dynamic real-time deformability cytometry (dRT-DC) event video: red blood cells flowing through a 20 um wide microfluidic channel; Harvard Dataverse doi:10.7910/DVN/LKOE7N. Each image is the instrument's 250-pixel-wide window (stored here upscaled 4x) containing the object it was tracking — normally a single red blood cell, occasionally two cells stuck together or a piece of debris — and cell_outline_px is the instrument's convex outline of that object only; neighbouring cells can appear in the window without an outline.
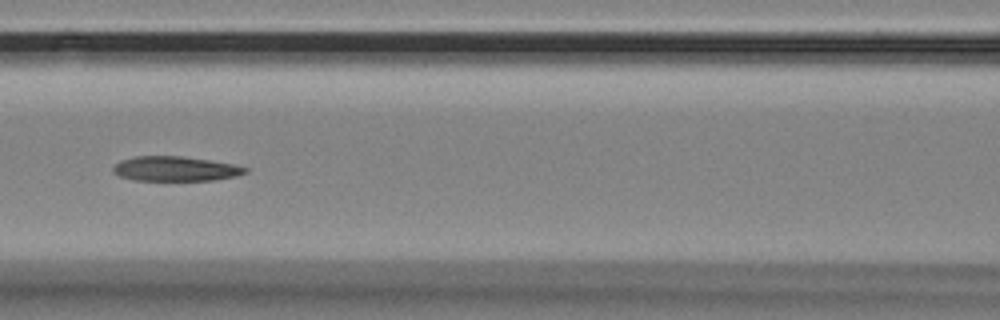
{"species": "Egyptian fruit bat (a non-hibernating species)", "species_latin": "Rousettus aegyptiacus", "temperature_condition": "room temperature", "stored_images_in_passage": 9, "camera_frame_rate_fps": 3000, "um_per_image_px": 0.085, "animal": {"sex": "female"}, "frame": {"image": 1, "passage_image": 8, "time_ms": 2.333, "image_size_px": [1000, 320], "cell_outline_px": [[248, 172], [236, 176], [216, 180], [132, 180], [120, 176], [112, 172], [112, 168], [120, 160], [136, 156], [180, 156], [208, 160], [232, 164], [248, 168]], "centroid_in_image_um": [14.88, 14.35], "position_along_channel_um": 151.7, "area_um2": 18.96}}
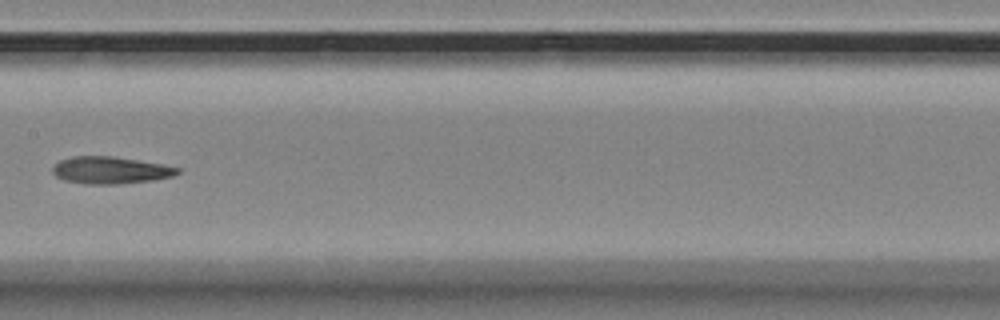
{"frame": {"image": 2, "passage_image": 9, "time_ms": 2.667, "image_size_px": [1000, 320], "cell_outline_px": [[180, 172], [172, 176], [152, 180], [116, 184], [84, 184], [64, 180], [56, 176], [52, 172], [52, 168], [60, 160], [72, 156], [112, 156], [160, 164], [180, 168]], "centroid_in_image_um": [9.35, 14.47], "position_along_channel_um": 198.1, "area_um2": 19.54}}